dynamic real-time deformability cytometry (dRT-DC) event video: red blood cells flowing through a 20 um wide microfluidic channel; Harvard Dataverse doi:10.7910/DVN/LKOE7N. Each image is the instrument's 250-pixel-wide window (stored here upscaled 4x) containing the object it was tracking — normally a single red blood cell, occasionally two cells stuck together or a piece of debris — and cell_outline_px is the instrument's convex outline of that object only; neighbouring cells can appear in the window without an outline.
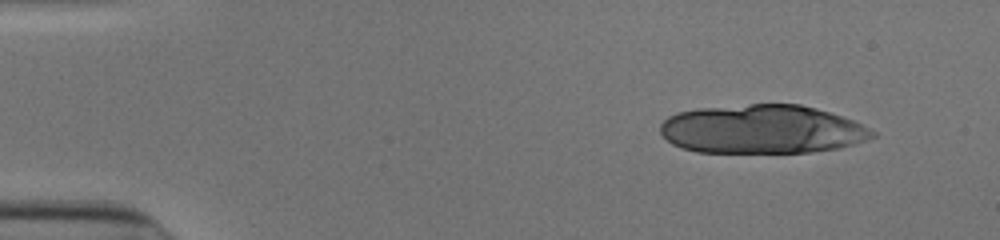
{"species": "human", "species_latin": "Homo sapiens", "temperature_condition": "cold", "stored_images_in_passage": 16, "camera_frame_rate_fps": 3000, "um_per_image_px": 0.085, "donor": {"sex": "male"}, "frame": {"image": 1, "passage_image": 5, "time_ms": 1.333, "image_size_px": [1000, 240], "cell_outline_px": [[876, 136], [868, 140], [836, 148], [808, 152], [696, 152], [680, 148], [672, 144], [660, 132], [660, 124], [668, 116], [676, 112], [700, 108], [748, 104], [800, 104], [816, 108], [852, 120], [876, 132]], "centroid_in_image_um": [64.74, 10.98], "position_along_channel_um": 20.3, "area_um2": 60.17}}